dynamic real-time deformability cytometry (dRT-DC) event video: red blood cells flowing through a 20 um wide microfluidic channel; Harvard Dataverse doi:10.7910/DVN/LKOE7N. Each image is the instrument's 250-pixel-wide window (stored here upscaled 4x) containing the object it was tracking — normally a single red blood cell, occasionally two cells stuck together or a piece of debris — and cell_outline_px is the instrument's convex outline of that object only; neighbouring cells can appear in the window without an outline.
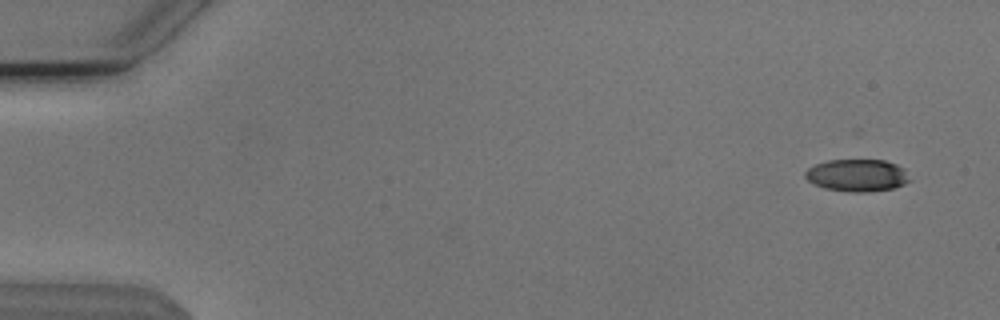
{"species": "Egyptian fruit bat (a non-hibernating species)", "species_latin": "Rousettus aegyptiacus", "temperature_condition": "cold", "stored_images_in_passage": 48, "camera_frame_rate_fps": 3000, "um_per_image_px": 0.085, "animal": {"sex": "male"}, "frame": {"image": 1, "passage_image": 4, "time_ms": 1.0, "image_size_px": [1000, 320], "cell_outline_px": [[912, 180], [904, 184], [892, 188], [868, 192], [852, 192], [824, 188], [808, 180], [804, 176], [804, 172], [808, 168], [816, 164], [828, 160], [884, 160], [896, 164], [904, 168]], "centroid_in_image_um": [72.88, 14.9], "position_along_channel_um": 12.1, "area_um2": 19.65}}
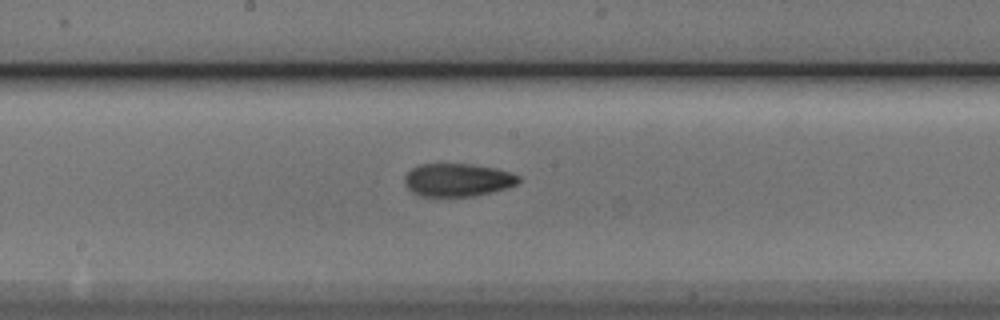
{"frame": {"image": 2, "passage_image": 30, "time_ms": 9.667, "image_size_px": [1000, 320], "cell_outline_px": [[520, 180], [516, 184], [508, 188], [492, 192], [472, 196], [420, 196], [412, 192], [404, 184], [404, 176], [412, 168], [420, 164], [472, 164], [492, 168], [508, 172], [520, 176]], "centroid_in_image_um": [38.87, 15.3], "position_along_channel_um": 209.3, "area_um2": 21.85}}
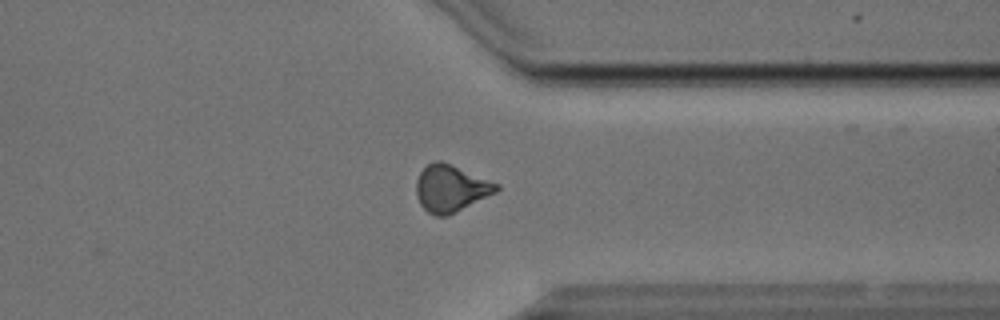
{"frame": {"image": 3, "passage_image": 43, "time_ms": 14.0, "image_size_px": [1000, 320], "cell_outline_px": [[500, 188], [496, 192], [448, 216], [436, 216], [428, 212], [420, 204], [416, 196], [416, 180], [420, 172], [428, 164], [436, 160], [440, 160], [452, 164], [500, 184]], "centroid_in_image_um": [38.31, 16.0], "position_along_channel_um": 373.1, "area_um2": 21.96}, "authors_computed_cell_mechanics": {"area_um2": 21.5594, "velocity_mm_per_s": 3.8236, "shape_relaxation_time_tau1_ms": 5.8273, "shape_relaxation_time_tau2_ms": 5.1372, "deformation_change_tau1": 0.1603, "deformation_change_tau2": 0.1162}}